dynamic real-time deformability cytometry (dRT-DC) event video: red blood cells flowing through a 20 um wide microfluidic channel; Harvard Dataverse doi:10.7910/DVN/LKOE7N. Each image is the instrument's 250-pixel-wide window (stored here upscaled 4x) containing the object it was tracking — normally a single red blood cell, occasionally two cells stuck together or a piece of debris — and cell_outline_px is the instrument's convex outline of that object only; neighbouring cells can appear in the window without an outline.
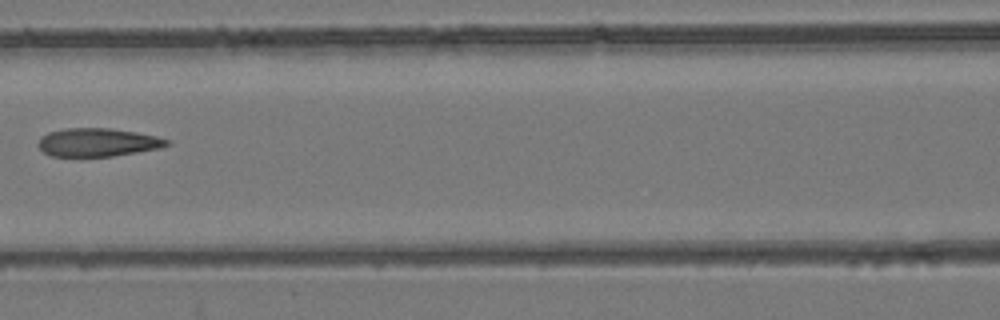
{"species": "common noctule bat (a hibernating species)", "species_latin": "Nyctalus noctula", "temperature_condition": "room temperature", "stored_images_in_passage": 3, "camera_frame_rate_fps": 3000, "um_per_image_px": 0.085, "animal": {"sex": "female", "body_mass_g": 24.6, "forearm_length_mm": 56.2}, "frame": {"image": 1, "passage_image": 3, "time_ms": 2.333, "image_size_px": [1000, 320], "cell_outline_px": [[172, 144], [160, 148], [112, 156], [52, 156], [44, 152], [36, 144], [40, 136], [48, 132], [64, 128], [108, 128], [136, 132], [156, 136], [168, 140]], "centroid_in_image_um": [8.27, 12.09], "position_along_channel_um": 158.3, "area_um2": 21.21}}